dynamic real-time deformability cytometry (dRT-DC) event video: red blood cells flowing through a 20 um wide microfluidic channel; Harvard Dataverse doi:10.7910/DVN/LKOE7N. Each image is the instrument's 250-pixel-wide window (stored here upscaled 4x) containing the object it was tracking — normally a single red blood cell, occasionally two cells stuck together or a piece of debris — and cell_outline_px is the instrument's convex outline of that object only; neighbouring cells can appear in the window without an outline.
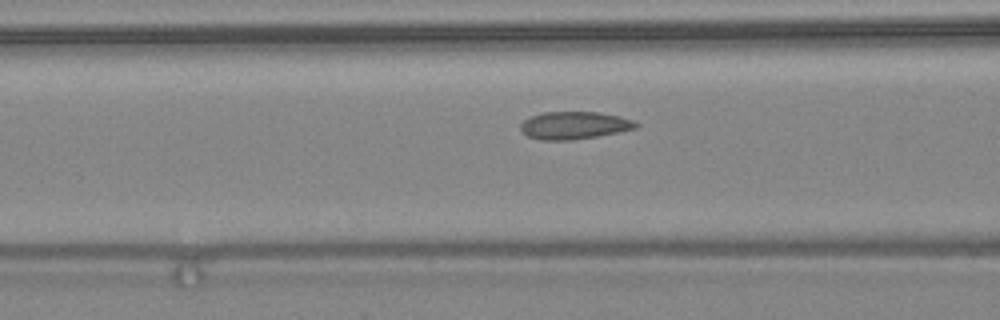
{"species": "common noctule bat (a hibernating species)", "species_latin": "Nyctalus noctula", "temperature_condition": "warm", "stored_images_in_passage": 29, "camera_frame_rate_fps": 3000, "um_per_image_px": 0.085, "animal": {"sex": "female", "body_mass_g": 24.6, "forearm_length_mm": 56.2}, "frame": {"image": 1, "passage_image": 11, "time_ms": 3.333, "image_size_px": [1000, 320], "cell_outline_px": [[640, 124], [636, 128], [596, 136], [572, 140], [540, 140], [528, 136], [520, 128], [520, 124], [528, 116], [544, 112], [600, 112], [620, 116], [632, 120]], "centroid_in_image_um": [48.78, 10.64], "position_along_channel_um": 117.8, "area_um2": 18.5}}
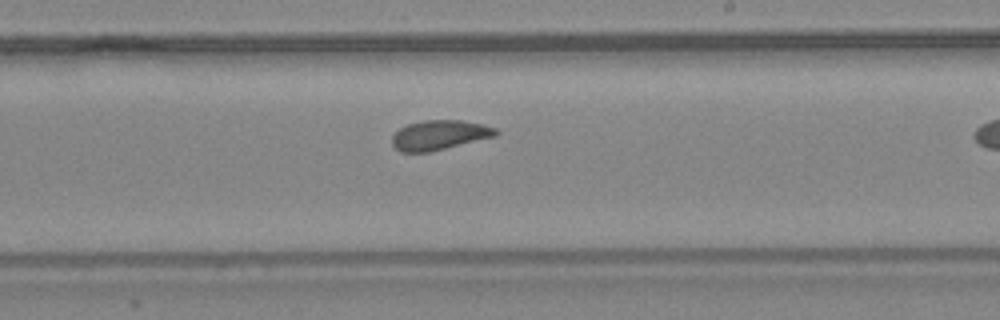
{"frame": {"image": 2, "passage_image": 20, "time_ms": 6.333, "image_size_px": [1000, 320], "cell_outline_px": [[500, 132], [496, 136], [428, 152], [400, 152], [392, 144], [392, 136], [400, 128], [408, 124], [424, 120], [460, 120], [480, 124], [496, 128]], "centroid_in_image_um": [37.34, 11.48], "position_along_channel_um": 251.7, "area_um2": 17.74}}
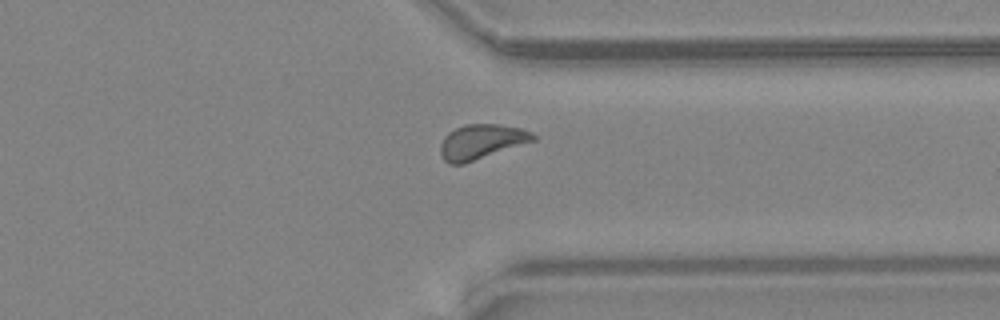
{"frame": {"image": 3, "passage_image": 28, "time_ms": 9.0, "image_size_px": [1000, 320], "cell_outline_px": [[536, 140], [464, 164], [448, 164], [444, 160], [440, 152], [440, 144], [444, 136], [448, 132], [464, 124], [496, 124], [520, 128], [532, 132], [536, 136]], "centroid_in_image_um": [40.9, 12.05], "position_along_channel_um": 370.5, "area_um2": 18.84}}